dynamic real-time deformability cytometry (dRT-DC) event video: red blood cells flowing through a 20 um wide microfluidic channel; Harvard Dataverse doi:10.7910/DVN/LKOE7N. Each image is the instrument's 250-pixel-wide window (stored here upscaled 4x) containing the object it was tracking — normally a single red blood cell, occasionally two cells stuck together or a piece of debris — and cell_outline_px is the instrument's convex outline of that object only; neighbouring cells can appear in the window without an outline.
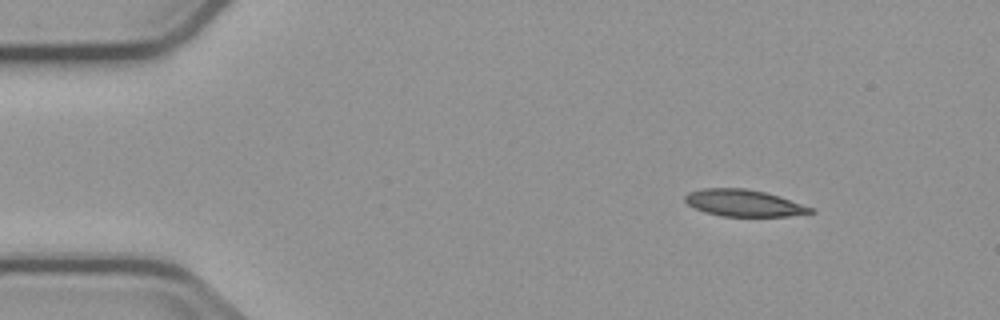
{"species": "common noctule bat (a hibernating species)", "species_latin": "Nyctalus noctula", "temperature_condition": "cold", "stored_images_in_passage": 7, "camera_frame_rate_fps": 3000, "um_per_image_px": 0.085, "animal": {"sex": "male", "body_mass_g": 23.1, "forearm_length_mm": 52.7}, "frame": {"image": 1, "passage_image": 1, "time_ms": 0.0, "image_size_px": [1000, 320], "cell_outline_px": [[816, 212], [788, 216], [720, 216], [704, 212], [688, 204], [684, 200], [684, 196], [688, 192], [704, 188], [744, 188], [764, 192], [780, 196], [812, 208]], "centroid_in_image_um": [63.19, 17.25], "position_along_channel_um": 21.8, "area_um2": 19.48}}
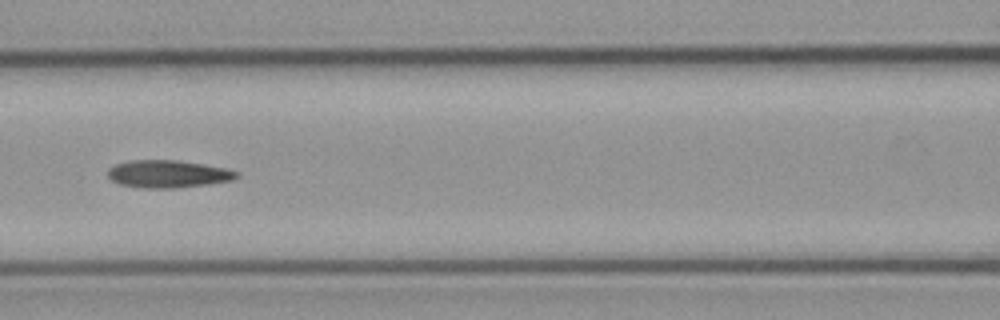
{"frame": {"image": 2, "passage_image": 5, "time_ms": 5.667, "image_size_px": [1000, 320], "cell_outline_px": [[240, 176], [232, 180], [208, 184], [176, 188], [144, 188], [120, 184], [112, 180], [108, 176], [108, 168], [116, 164], [128, 160], [176, 160], [204, 164], [228, 168], [236, 172]], "centroid_in_image_um": [14.28, 14.78], "position_along_channel_um": 152.3, "area_um2": 20.69}}
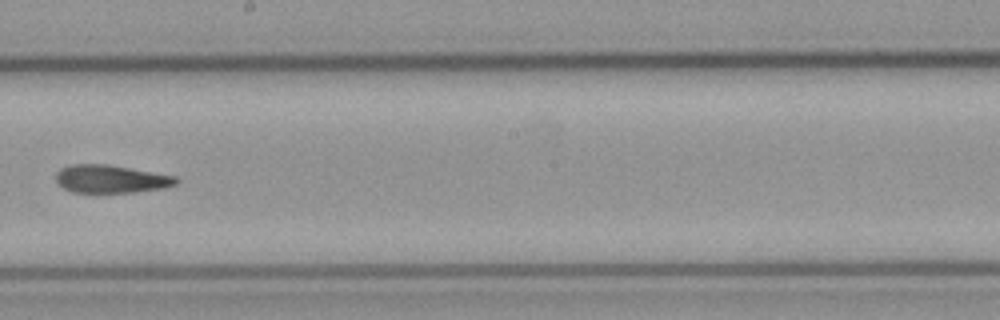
{"frame": {"image": 3, "passage_image": 7, "time_ms": 8.0, "image_size_px": [1000, 320], "cell_outline_px": [[180, 180], [176, 184], [164, 188], [136, 192], [100, 196], [72, 192], [64, 188], [56, 180], [56, 172], [60, 168], [72, 164], [108, 164], [176, 176]], "centroid_in_image_um": [9.41, 15.26], "position_along_channel_um": 238.8, "area_um2": 20.52}}